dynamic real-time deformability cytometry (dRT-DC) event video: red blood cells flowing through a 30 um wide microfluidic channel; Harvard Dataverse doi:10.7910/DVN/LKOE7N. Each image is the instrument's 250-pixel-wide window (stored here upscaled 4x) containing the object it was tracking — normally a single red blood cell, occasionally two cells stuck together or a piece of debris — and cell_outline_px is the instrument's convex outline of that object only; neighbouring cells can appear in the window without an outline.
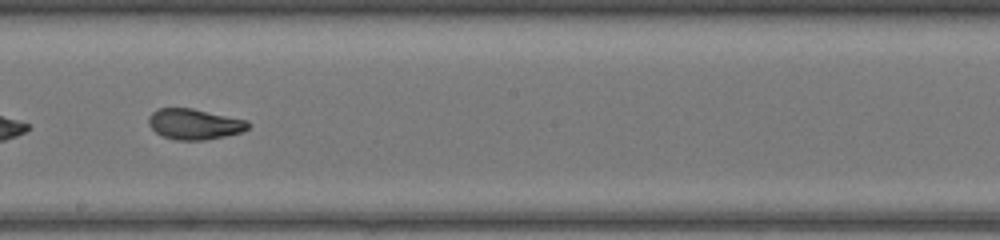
{"species": "common noctule bat (a hibernating species)", "species_latin": "Nyctalus noctula", "temperature_condition": "warm", "stored_images_in_passage": 51, "camera_frame_rate_fps": 3000, "um_per_image_px": 0.085, "animal": {"sex": "female", "body_mass_g": 17.0, "forearm_length_mm": 48.0}, "frame": {"image": 1, "passage_image": 30, "time_ms": 9.667, "image_size_px": [1000, 240], "cell_outline_px": [[252, 124], [248, 128], [240, 132], [224, 136], [204, 140], [176, 140], [164, 136], [156, 132], [148, 124], [148, 116], [156, 108], [192, 108], [248, 120]], "centroid_in_image_um": [16.52, 10.53], "position_along_channel_um": 231.7, "area_um2": 17.8}, "authors_computed_cell_mechanics": {"area_um2": 18.9584, "velocity_mm_per_s": 4.269, "shape_relaxation_time_tau1_ms": 2.9635, "shape_relaxation_time_tau2_ms": 0.8567, "deformation_change_tau1": 0.1642, "deformation_change_tau2": 0.0642}}